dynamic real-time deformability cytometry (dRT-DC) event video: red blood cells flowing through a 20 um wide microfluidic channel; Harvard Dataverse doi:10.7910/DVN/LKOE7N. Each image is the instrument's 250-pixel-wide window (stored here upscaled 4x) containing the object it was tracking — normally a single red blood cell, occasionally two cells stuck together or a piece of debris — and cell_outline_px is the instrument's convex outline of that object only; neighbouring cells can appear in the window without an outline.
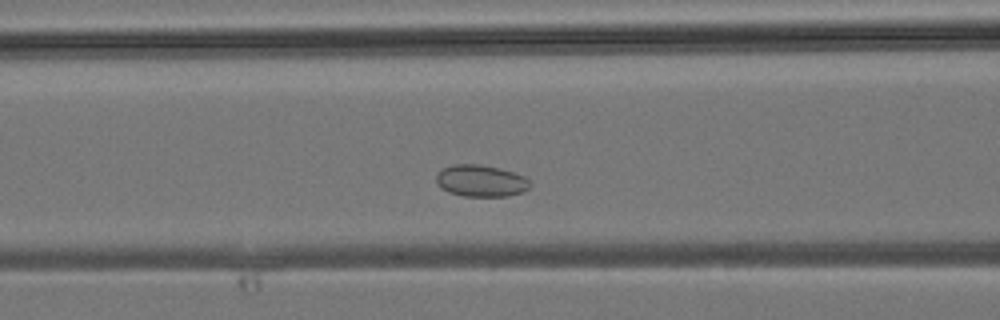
{"species": "common noctule bat (a hibernating species)", "species_latin": "Nyctalus noctula", "temperature_condition": "room temperature", "stored_images_in_passage": 32, "camera_frame_rate_fps": 3000, "um_per_image_px": 0.085, "animal": {"sex": "male", "body_mass_g": 19.2, "forearm_length_mm": 51.8}, "frame": {"image": 1, "passage_image": 9, "time_ms": 2.667, "image_size_px": [1000, 320], "cell_outline_px": [[532, 184], [524, 192], [508, 196], [464, 196], [448, 192], [440, 188], [436, 184], [436, 176], [444, 168], [452, 164], [480, 164], [500, 168], [524, 176]], "centroid_in_image_um": [40.87, 15.37], "position_along_channel_um": 125.7, "area_um2": 17.46}}
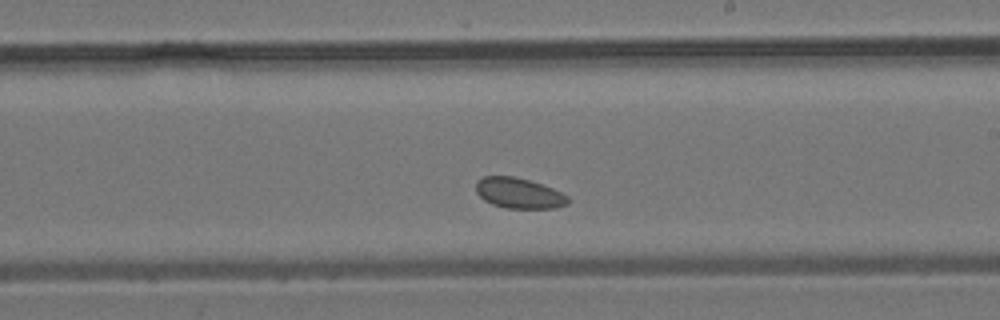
{"frame": {"image": 2, "passage_image": 16, "time_ms": 5.0, "image_size_px": [1000, 320], "cell_outline_px": [[568, 204], [556, 208], [504, 208], [492, 204], [484, 200], [476, 192], [476, 180], [484, 176], [516, 176], [552, 188], [568, 196]], "centroid_in_image_um": [44.08, 16.42], "position_along_channel_um": 244.9, "area_um2": 16.36}}
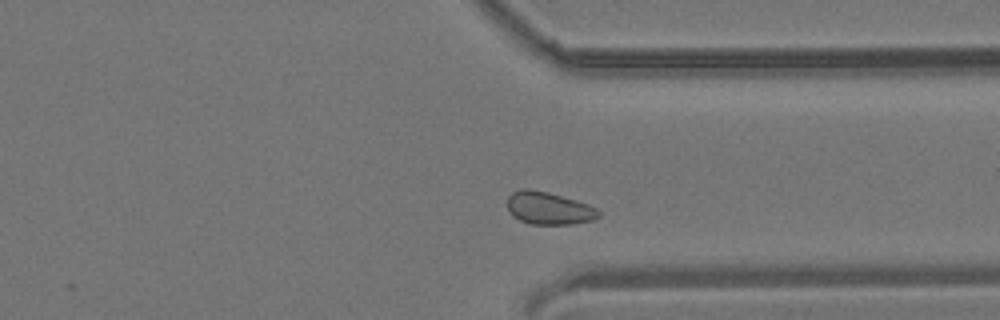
{"frame": {"image": 3, "passage_image": 23, "time_ms": 7.333, "image_size_px": [1000, 320], "cell_outline_px": [[600, 216], [592, 220], [572, 224], [528, 224], [512, 216], [508, 208], [508, 196], [512, 192], [520, 188], [528, 188], [548, 192], [576, 200], [588, 204], [596, 208], [600, 212]], "centroid_in_image_um": [46.63, 17.69], "position_along_channel_um": 364.8, "area_um2": 17.4}}